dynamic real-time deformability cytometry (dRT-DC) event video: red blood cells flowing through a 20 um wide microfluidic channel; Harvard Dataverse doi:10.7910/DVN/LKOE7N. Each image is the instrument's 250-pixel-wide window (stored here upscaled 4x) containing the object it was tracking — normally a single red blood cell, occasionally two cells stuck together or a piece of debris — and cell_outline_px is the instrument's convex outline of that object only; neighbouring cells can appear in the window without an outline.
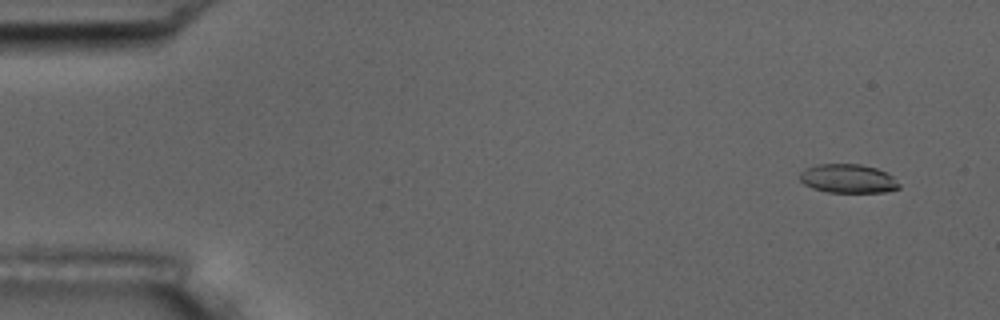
{"species": "common noctule bat (a hibernating species)", "species_latin": "Nyctalus noctula", "temperature_condition": "room temperature", "stored_images_in_passage": 5, "camera_frame_rate_fps": 3000, "um_per_image_px": 0.085, "animal": {"sex": "male", "body_mass_g": 17.5, "forearm_length_mm": 52.3}, "frame": {"image": 1, "passage_image": 5, "time_ms": 5.667, "image_size_px": [1000, 320], "cell_outline_px": [[900, 188], [884, 192], [828, 192], [812, 188], [804, 184], [800, 180], [800, 172], [804, 168], [820, 164], [860, 164], [876, 168], [892, 176], [900, 184]], "centroid_in_image_um": [72.06, 15.18], "position_along_channel_um": 12.9, "area_um2": 16.65}}